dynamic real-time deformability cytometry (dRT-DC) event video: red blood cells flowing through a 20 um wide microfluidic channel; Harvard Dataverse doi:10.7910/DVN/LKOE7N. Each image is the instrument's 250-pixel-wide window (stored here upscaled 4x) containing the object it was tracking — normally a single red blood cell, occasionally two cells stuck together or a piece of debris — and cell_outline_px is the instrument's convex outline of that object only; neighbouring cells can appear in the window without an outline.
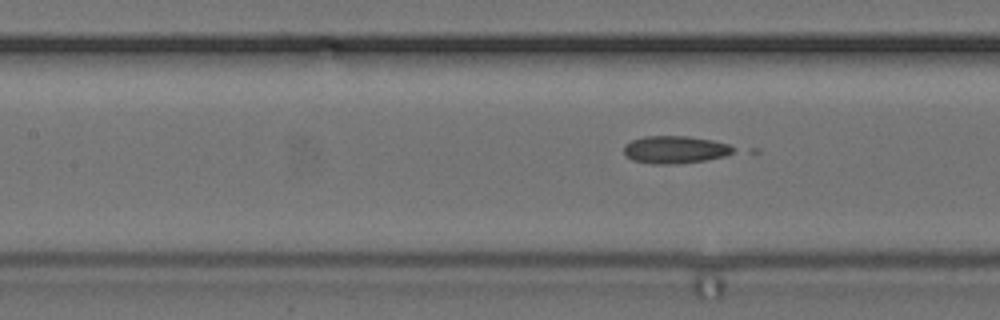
{"species": "common noctule bat (a hibernating species)", "species_latin": "Nyctalus noctula", "temperature_condition": "cold", "stored_images_in_passage": 8, "segment_of_instrument_passage": [2, 2], "camera_frame_rate_fps": 3000, "um_per_image_px": 0.085, "animal": {"sex": "female", "body_mass_g": 24.6, "forearm_length_mm": 56.2}, "frame": {"image": 1, "passage_image": 8, "time_ms": 9.333, "image_size_px": [1000, 320], "cell_outline_px": [[736, 148], [732, 152], [724, 156], [704, 160], [676, 164], [652, 164], [632, 160], [624, 152], [624, 144], [632, 140], [644, 136], [688, 136], [712, 140], [728, 144]], "centroid_in_image_um": [57.36, 12.71], "position_along_channel_um": 150.0, "area_um2": 17.51}}